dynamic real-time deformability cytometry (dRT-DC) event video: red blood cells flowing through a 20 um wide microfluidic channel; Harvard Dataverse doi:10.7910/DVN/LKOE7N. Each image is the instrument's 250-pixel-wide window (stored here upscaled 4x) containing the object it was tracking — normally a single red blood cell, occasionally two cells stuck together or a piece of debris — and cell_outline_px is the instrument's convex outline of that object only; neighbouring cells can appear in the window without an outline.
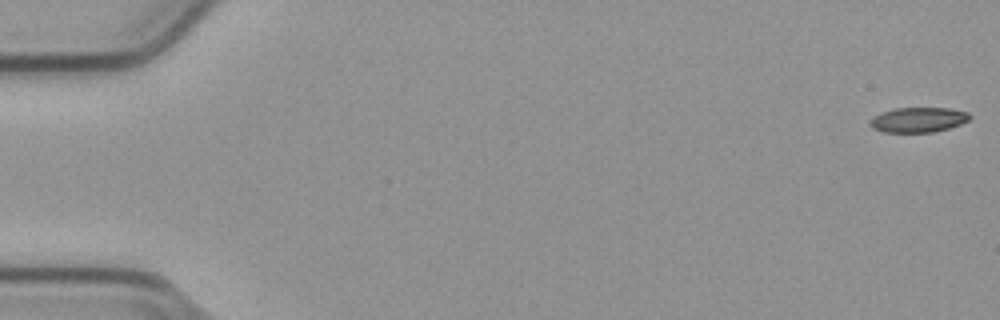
{"species": "common noctule bat (a hibernating species)", "species_latin": "Nyctalus noctula", "temperature_condition": "cold", "stored_images_in_passage": 29, "camera_frame_rate_fps": 3000, "um_per_image_px": 0.085, "animal": {"sex": "male", "body_mass_g": 23.1, "forearm_length_mm": 52.7}, "frame": {"image": 1, "passage_image": 1, "time_ms": 0.0, "image_size_px": [1000, 320], "cell_outline_px": [[972, 116], [968, 120], [960, 124], [948, 128], [932, 132], [884, 132], [872, 128], [868, 124], [872, 116], [880, 112], [892, 108], [948, 108], [968, 112]], "centroid_in_image_um": [78.0, 10.17], "position_along_channel_um": 7.0, "area_um2": 14.62}}
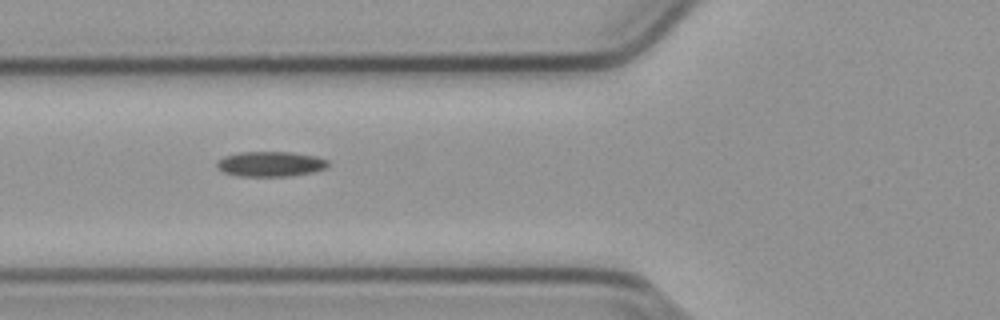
{"frame": {"image": 2, "passage_image": 21, "time_ms": 6.667, "image_size_px": [1000, 320], "cell_outline_px": [[328, 164], [324, 168], [312, 172], [288, 176], [236, 176], [224, 172], [216, 168], [216, 160], [224, 156], [240, 152], [292, 152], [316, 156], [328, 160]], "centroid_in_image_um": [22.93, 13.93], "position_along_channel_um": 102.9, "area_um2": 16.3}}
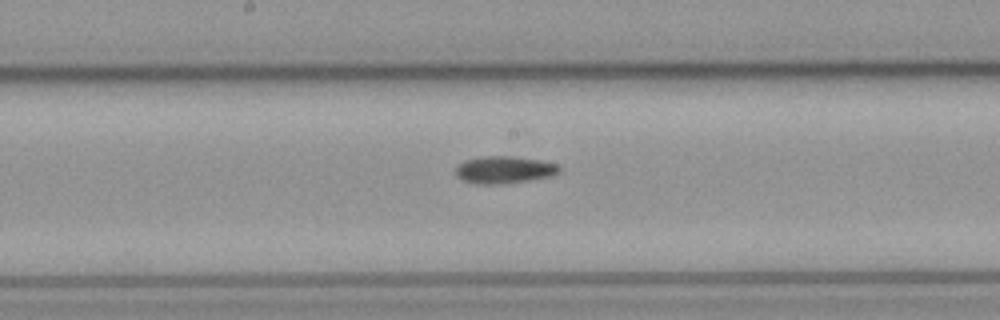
{"frame": {"image": 3, "passage_image": 29, "time_ms": 9.333, "image_size_px": [1000, 320], "cell_outline_px": [[560, 168], [552, 176], [528, 180], [500, 184], [476, 184], [460, 180], [456, 176], [456, 168], [464, 160], [480, 156], [512, 156], [540, 160], [556, 164]], "centroid_in_image_um": [42.79, 14.43], "position_along_channel_um": 205.4, "area_um2": 16.42}}